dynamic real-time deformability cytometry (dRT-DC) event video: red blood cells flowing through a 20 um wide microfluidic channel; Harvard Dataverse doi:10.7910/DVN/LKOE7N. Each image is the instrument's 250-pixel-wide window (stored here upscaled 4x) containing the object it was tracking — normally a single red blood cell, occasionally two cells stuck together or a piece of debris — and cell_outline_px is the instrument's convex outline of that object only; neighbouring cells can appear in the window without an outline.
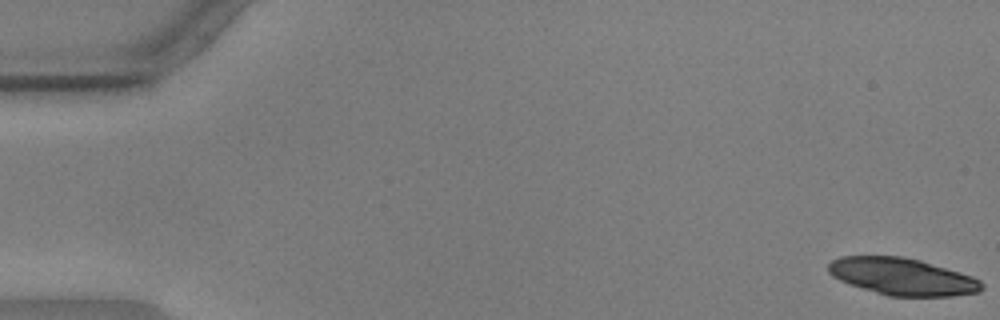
{"species": "common noctule bat (a hibernating species)", "species_latin": "Nyctalus noctula", "temperature_condition": "warm", "stored_images_in_passage": 52, "camera_frame_rate_fps": 3000, "um_per_image_px": 0.085, "animal": {"sex": "male", "body_mass_g": 17.9, "forearm_length_mm": 54.2}, "frame": {"image": 1, "passage_image": 1, "time_ms": 0.0, "image_size_px": [1000, 320], "cell_outline_px": [[984, 288], [980, 292], [952, 296], [888, 296], [840, 280], [832, 276], [828, 272], [828, 264], [832, 260], [840, 256], [904, 256], [920, 260], [960, 272], [972, 276], [980, 280], [984, 284]], "centroid_in_image_um": [76.73, 23.5], "position_along_channel_um": 8.3, "area_um2": 33.06}}
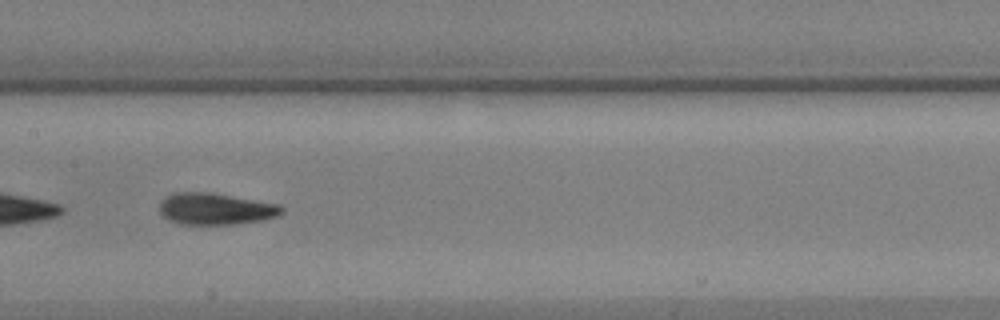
{"frame": {"image": 2, "passage_image": 29, "time_ms": 9.333, "image_size_px": [1000, 320], "cell_outline_px": [[284, 212], [280, 216], [264, 220], [236, 224], [180, 224], [168, 220], [160, 212], [160, 200], [164, 196], [172, 192], [212, 192], [280, 204], [284, 208]], "centroid_in_image_um": [18.35, 17.74], "position_along_channel_um": 189.1, "area_um2": 23.0}}
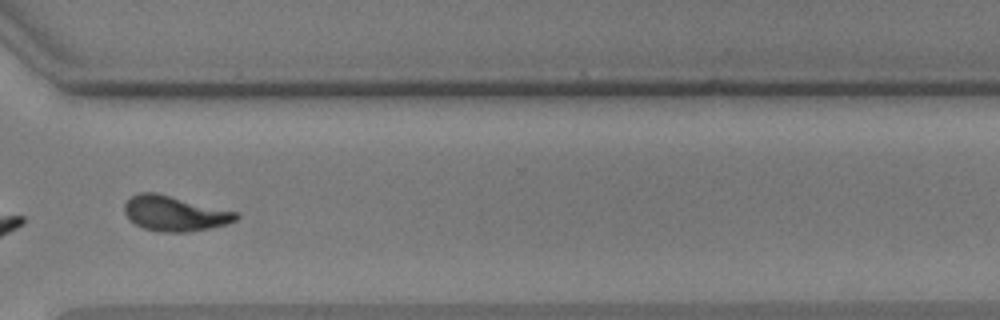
{"frame": {"image": 3, "passage_image": 43, "time_ms": 14.0, "image_size_px": [1000, 320], "cell_outline_px": [[240, 216], [236, 220], [224, 224], [208, 228], [188, 232], [164, 232], [144, 228], [136, 224], [124, 212], [124, 204], [132, 196], [140, 192], [156, 192], [236, 212]], "centroid_in_image_um": [14.83, 18.14], "position_along_channel_um": 355.8, "area_um2": 22.43}, "authors_computed_cell_mechanics": {"area_um2": 23.0622, "velocity_mm_per_s": 3.5752, "shape_relaxation_time_tau1_ms": 2.6136, "shape_relaxation_time_tau2_ms": 1.9768, "deformation_change_tau1": 0.1714, "deformation_change_tau2": 0.0975}}